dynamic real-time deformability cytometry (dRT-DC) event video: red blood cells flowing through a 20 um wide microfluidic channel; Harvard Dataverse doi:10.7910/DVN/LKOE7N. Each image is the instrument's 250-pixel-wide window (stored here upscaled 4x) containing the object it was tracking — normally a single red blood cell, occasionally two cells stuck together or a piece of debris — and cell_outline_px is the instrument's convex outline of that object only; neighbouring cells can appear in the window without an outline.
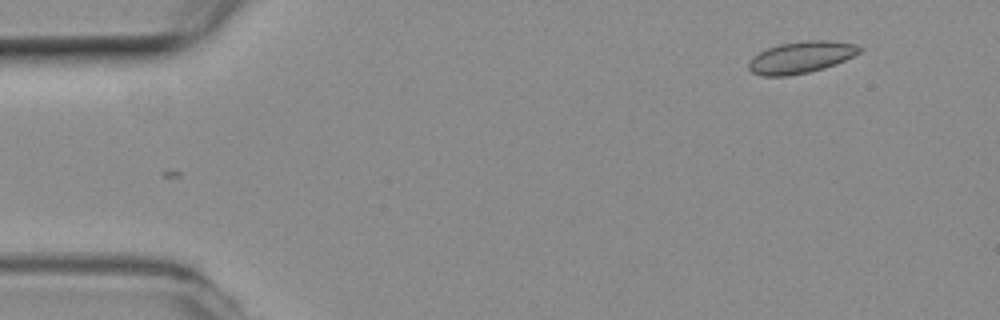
{"species": "common noctule bat (a hibernating species)", "species_latin": "Nyctalus noctula", "temperature_condition": "room temperature", "stored_images_in_passage": 2, "camera_frame_rate_fps": 3000, "um_per_image_px": 0.085, "animal": {"sex": "female", "body_mass_g": 19.3, "forearm_length_mm": 54.1}, "frame": {"image": 1, "passage_image": 2, "time_ms": 0.333, "image_size_px": [1000, 320], "cell_outline_px": [[864, 48], [860, 52], [836, 64], [824, 68], [808, 72], [788, 76], [760, 76], [752, 72], [748, 68], [748, 64], [752, 56], [768, 48], [780, 44], [808, 40], [828, 40], [856, 44]], "centroid_in_image_um": [68.08, 4.87], "position_along_channel_um": 16.9, "area_um2": 20.52}}